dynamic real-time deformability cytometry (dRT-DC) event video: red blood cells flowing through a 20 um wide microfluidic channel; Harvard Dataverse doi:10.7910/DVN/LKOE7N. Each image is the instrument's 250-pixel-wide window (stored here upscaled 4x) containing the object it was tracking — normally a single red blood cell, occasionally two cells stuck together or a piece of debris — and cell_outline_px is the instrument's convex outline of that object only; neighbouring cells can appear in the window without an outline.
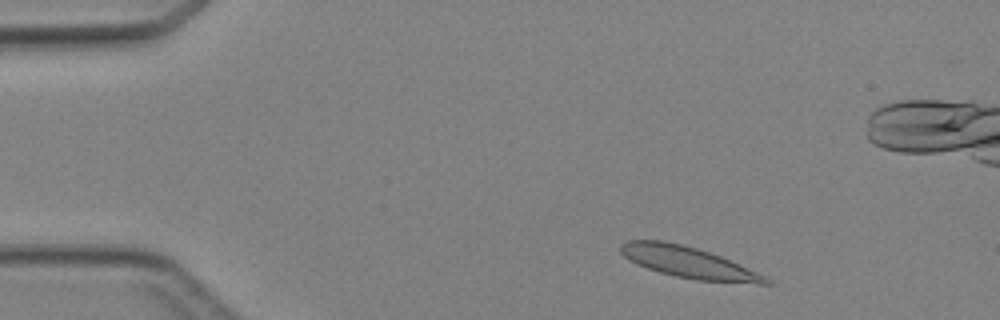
{"species": "Egyptian fruit bat (a non-hibernating species)", "species_latin": "Rousettus aegyptiacus", "temperature_condition": "cold", "stored_images_in_passage": 4, "camera_frame_rate_fps": 3000, "um_per_image_px": 0.085, "animal": {"sex": "female"}, "frame": {"image": 1, "passage_image": 1, "time_ms": 0.0, "image_size_px": [1000, 320], "cell_outline_px": [[772, 284], [756, 284], [696, 280], [676, 276], [660, 272], [636, 264], [628, 260], [620, 252], [620, 244], [628, 240], [660, 240], [680, 244], [696, 248], [720, 256], [756, 272], [772, 280]], "centroid_in_image_um": [58.49, 22.31], "position_along_channel_um": 26.5, "area_um2": 26.18}}